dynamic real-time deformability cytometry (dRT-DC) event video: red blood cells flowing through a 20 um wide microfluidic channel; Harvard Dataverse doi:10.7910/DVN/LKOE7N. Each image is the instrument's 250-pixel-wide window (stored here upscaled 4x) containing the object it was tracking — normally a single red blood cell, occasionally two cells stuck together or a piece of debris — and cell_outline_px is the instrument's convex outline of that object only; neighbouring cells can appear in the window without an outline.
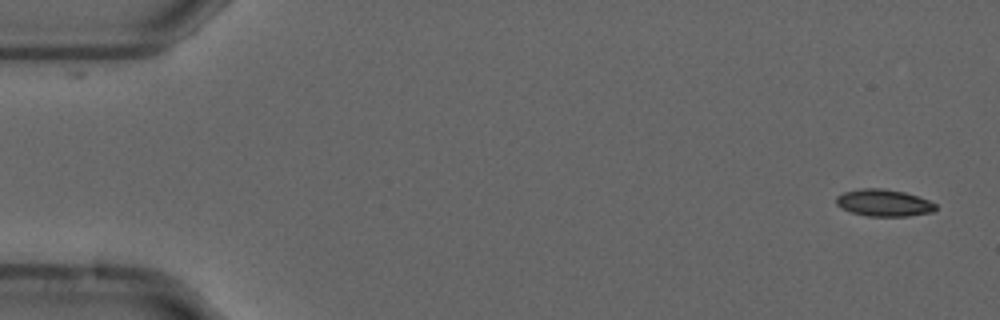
{"species": "common noctule bat (a hibernating species)", "species_latin": "Nyctalus noctula", "temperature_condition": "cold", "stored_images_in_passage": 54, "camera_frame_rate_fps": 3000, "um_per_image_px": 0.085, "animal": {"sex": "male", "forearm_length_mm": 52.5}, "frame": {"image": 1, "passage_image": 2, "time_ms": 0.333, "image_size_px": [1000, 320], "cell_outline_px": [[936, 208], [932, 212], [908, 216], [868, 216], [852, 212], [840, 208], [836, 204], [836, 196], [844, 192], [864, 188], [884, 188], [904, 192], [928, 200], [936, 204]], "centroid_in_image_um": [75.1, 17.24], "position_along_channel_um": 9.9, "area_um2": 15.55}}
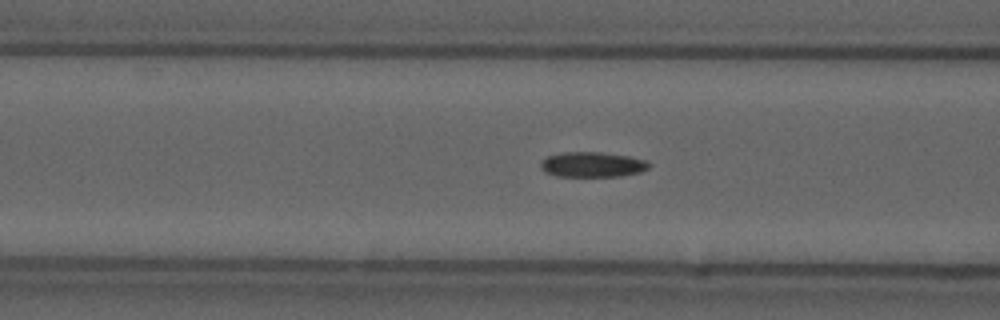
{"frame": {"image": 2, "passage_image": 21, "time_ms": 6.667, "image_size_px": [1000, 320], "cell_outline_px": [[652, 164], [648, 168], [640, 172], [620, 176], [556, 176], [540, 168], [540, 164], [548, 156], [564, 152], [600, 152], [632, 156], [648, 160]], "centroid_in_image_um": [50.42, 13.98], "position_along_channel_um": 116.2, "area_um2": 15.9}}
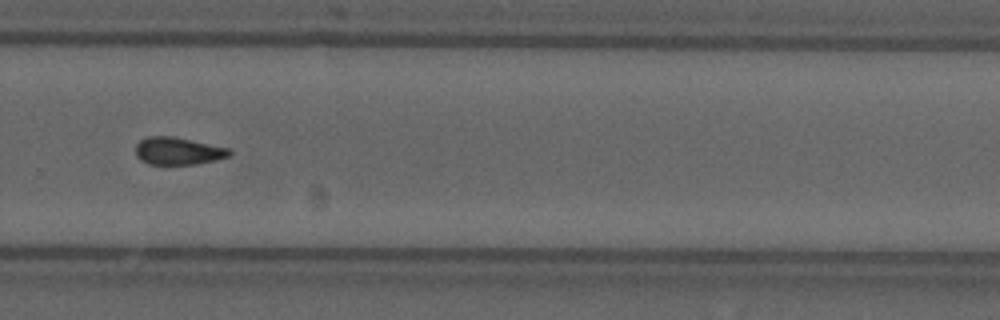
{"frame": {"image": 3, "passage_image": 37, "time_ms": 12.0, "image_size_px": [1000, 320], "cell_outline_px": [[232, 152], [228, 156], [216, 160], [196, 164], [148, 164], [140, 160], [136, 156], [136, 144], [140, 140], [148, 136], [172, 136], [228, 148]], "centroid_in_image_um": [15.1, 12.84], "position_along_channel_um": 314.7, "area_um2": 14.91}, "authors_computed_cell_mechanics": {"area_um2": 15.2881, "velocity_mm_per_s": 3.7219, "shape_relaxation_time_tau1_ms": null, "shape_relaxation_time_tau2_ms": 11.3307, "deformation_change_tau1": null, "deformation_change_tau2": 0.2019}}